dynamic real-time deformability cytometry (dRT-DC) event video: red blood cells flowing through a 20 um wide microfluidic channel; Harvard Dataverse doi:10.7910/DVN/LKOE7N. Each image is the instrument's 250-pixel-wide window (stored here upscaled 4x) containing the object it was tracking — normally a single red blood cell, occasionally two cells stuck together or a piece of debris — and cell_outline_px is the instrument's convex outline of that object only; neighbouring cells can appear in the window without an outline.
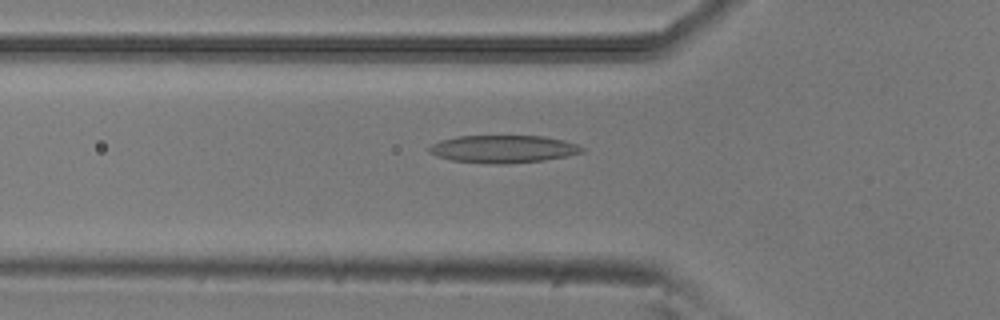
{"species": "common noctule bat (a hibernating species)", "species_latin": "Nyctalus noctula", "temperature_condition": "room temperature", "stored_images_in_passage": 19, "camera_frame_rate_fps": 3000, "um_per_image_px": 0.085, "animal": {"sex": "male", "body_mass_g": 20.5, "forearm_length_mm": 52.5}, "frame": {"image": 1, "passage_image": 4, "time_ms": 1.0, "image_size_px": [1000, 320], "cell_outline_px": [[584, 152], [544, 160], [508, 164], [492, 164], [452, 160], [436, 156], [428, 152], [428, 148], [432, 144], [440, 140], [456, 136], [544, 136], [564, 140], [576, 144], [584, 148]], "centroid_in_image_um": [42.75, 12.66], "position_along_channel_um": 83.1, "area_um2": 24.62}}
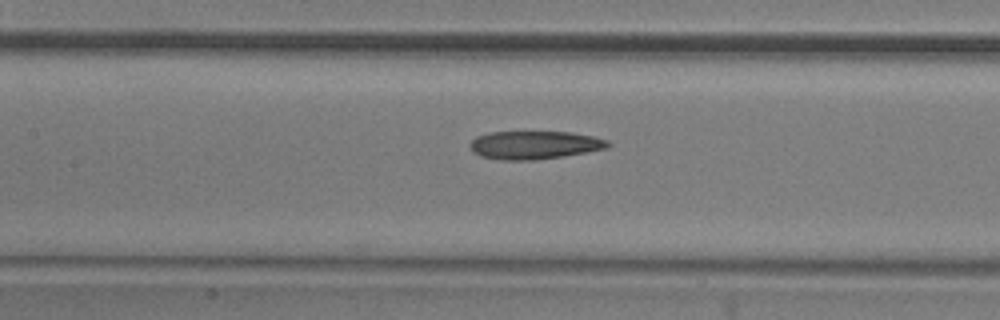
{"frame": {"image": 2, "passage_image": 10, "time_ms": 3.0, "image_size_px": [1000, 320], "cell_outline_px": [[612, 144], [608, 148], [564, 156], [532, 160], [500, 160], [480, 156], [472, 152], [468, 144], [476, 136], [488, 132], [572, 132], [592, 136], [608, 140]], "centroid_in_image_um": [45.41, 12.32], "position_along_channel_um": 162.0, "area_um2": 22.83}}
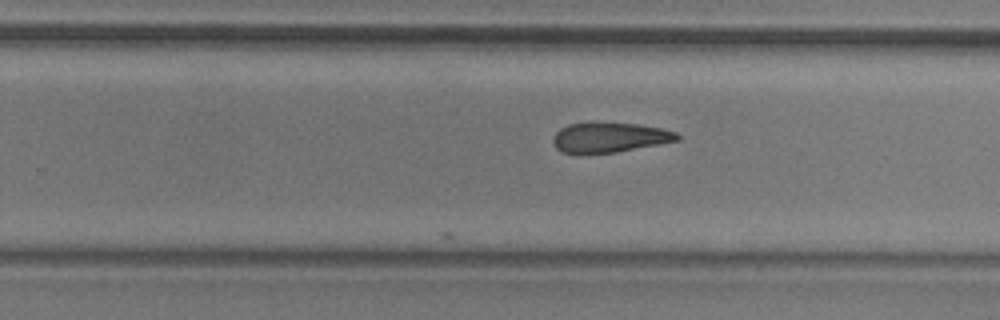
{"frame": {"image": 3, "passage_image": 19, "time_ms": 6.0, "image_size_px": [1000, 320], "cell_outline_px": [[680, 140], [616, 152], [560, 152], [556, 148], [552, 140], [552, 136], [560, 128], [568, 124], [636, 124], [664, 128], [676, 132], [680, 136]], "centroid_in_image_um": [51.84, 11.68], "position_along_channel_um": 278.0, "area_um2": 21.04}}